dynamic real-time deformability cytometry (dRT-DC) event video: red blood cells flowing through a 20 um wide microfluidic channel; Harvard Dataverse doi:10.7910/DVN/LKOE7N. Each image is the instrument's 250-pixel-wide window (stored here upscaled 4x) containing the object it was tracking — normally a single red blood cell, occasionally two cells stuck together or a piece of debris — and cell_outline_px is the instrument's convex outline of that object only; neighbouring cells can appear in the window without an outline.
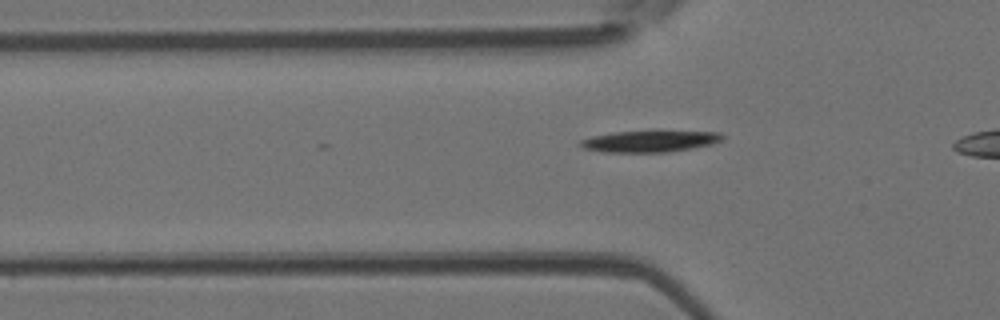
{"species": "Egyptian fruit bat (a non-hibernating species)", "species_latin": "Rousettus aegyptiacus", "temperature_condition": "room temperature", "stored_images_in_passage": 3, "camera_frame_rate_fps": 3000, "um_per_image_px": 0.085, "animal": {"sex": "female"}, "frame": {"image": 1, "passage_image": 3, "time_ms": 0.667, "image_size_px": [1000, 320], "cell_outline_px": [[724, 140], [712, 144], [692, 148], [668, 152], [604, 152], [584, 148], [580, 144], [580, 140], [592, 136], [612, 132], [656, 128], [720, 132], [724, 136]], "centroid_in_image_um": [55.33, 11.94], "position_along_channel_um": 70.5, "area_um2": 18.96}}